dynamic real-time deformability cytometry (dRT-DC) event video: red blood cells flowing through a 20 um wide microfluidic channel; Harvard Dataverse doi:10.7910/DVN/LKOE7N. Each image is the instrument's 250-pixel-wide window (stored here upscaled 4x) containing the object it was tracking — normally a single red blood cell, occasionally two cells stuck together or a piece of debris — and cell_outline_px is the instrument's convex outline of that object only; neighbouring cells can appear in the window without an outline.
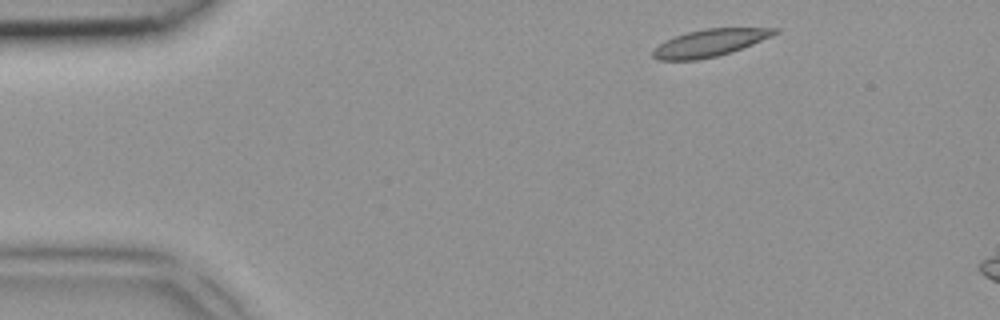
{"species": "common noctule bat (a hibernating species)", "species_latin": "Nyctalus noctula", "temperature_condition": "room temperature", "stored_images_in_passage": 3, "camera_frame_rate_fps": 3000, "um_per_image_px": 0.085, "animal": {"sex": "female", "body_mass_g": 18.4}, "frame": {"image": 1, "passage_image": 1, "time_ms": 0.0, "image_size_px": [1000, 320], "cell_outline_px": [[780, 32], [772, 36], [732, 52], [700, 60], [660, 60], [652, 56], [652, 52], [664, 40], [688, 32], [708, 28], [780, 28]], "centroid_in_image_um": [60.35, 3.64], "position_along_channel_um": 24.6, "area_um2": 19.19}}